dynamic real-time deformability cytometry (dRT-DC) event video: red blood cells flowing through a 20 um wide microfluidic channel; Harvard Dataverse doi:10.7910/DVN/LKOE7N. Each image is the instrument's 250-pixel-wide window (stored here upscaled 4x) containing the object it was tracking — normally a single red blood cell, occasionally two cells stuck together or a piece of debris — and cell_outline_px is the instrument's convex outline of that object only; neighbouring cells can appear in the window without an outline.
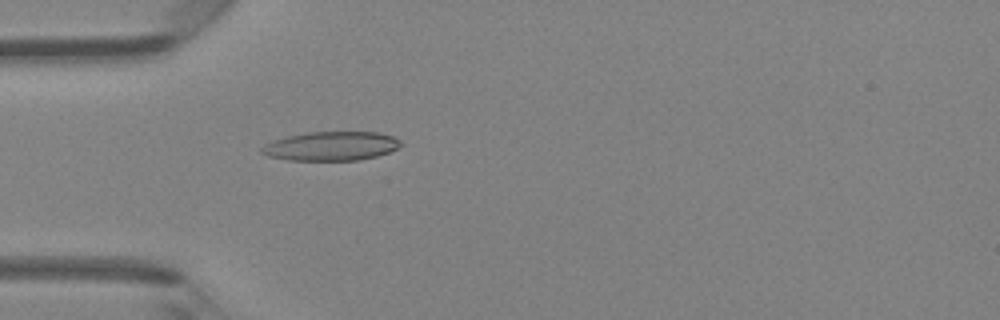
{"species": "Egyptian fruit bat (a non-hibernating species)", "species_latin": "Rousettus aegyptiacus", "temperature_condition": "room temperature", "stored_images_in_passage": 3, "camera_frame_rate_fps": 3000, "um_per_image_px": 0.085, "animal": {"sex": "female"}, "frame": {"image": 1, "passage_image": 3, "time_ms": 0.667, "image_size_px": [1000, 320], "cell_outline_px": [[404, 144], [388, 152], [376, 156], [360, 160], [288, 160], [268, 156], [260, 152], [260, 148], [264, 144], [272, 140], [288, 136], [308, 132], [380, 132], [392, 136], [400, 140]], "centroid_in_image_um": [28.13, 12.41], "position_along_channel_um": 56.9, "area_um2": 23.58}}